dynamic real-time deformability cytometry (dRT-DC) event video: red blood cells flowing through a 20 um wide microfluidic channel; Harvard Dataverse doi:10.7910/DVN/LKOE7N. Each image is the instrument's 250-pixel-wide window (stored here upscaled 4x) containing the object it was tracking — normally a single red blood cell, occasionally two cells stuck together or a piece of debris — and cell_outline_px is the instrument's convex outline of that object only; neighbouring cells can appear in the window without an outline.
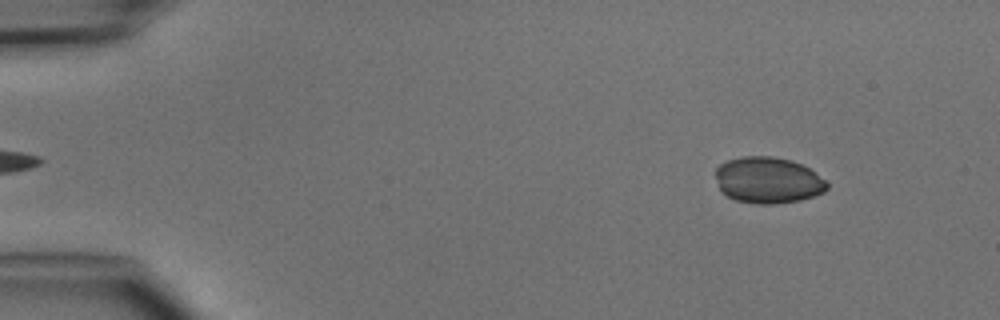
{"species": "common noctule bat (a hibernating species)", "species_latin": "Nyctalus noctula", "temperature_condition": "cold", "stored_images_in_passage": 5, "segment_of_instrument_passage": [2, 2], "camera_frame_rate_fps": 3000, "um_per_image_px": 0.085, "animal": {"sex": "male", "body_mass_g": 15.6}, "frame": {"image": 1, "passage_image": 5, "time_ms": 5.667, "image_size_px": [1000, 320], "cell_outline_px": [[828, 188], [824, 192], [800, 200], [772, 204], [756, 204], [736, 200], [720, 192], [716, 176], [716, 168], [720, 164], [728, 160], [744, 156], [772, 156], [792, 160], [808, 168], [824, 180], [828, 184]], "centroid_in_image_um": [65.25, 15.32], "position_along_channel_um": 19.7, "area_um2": 29.94}}